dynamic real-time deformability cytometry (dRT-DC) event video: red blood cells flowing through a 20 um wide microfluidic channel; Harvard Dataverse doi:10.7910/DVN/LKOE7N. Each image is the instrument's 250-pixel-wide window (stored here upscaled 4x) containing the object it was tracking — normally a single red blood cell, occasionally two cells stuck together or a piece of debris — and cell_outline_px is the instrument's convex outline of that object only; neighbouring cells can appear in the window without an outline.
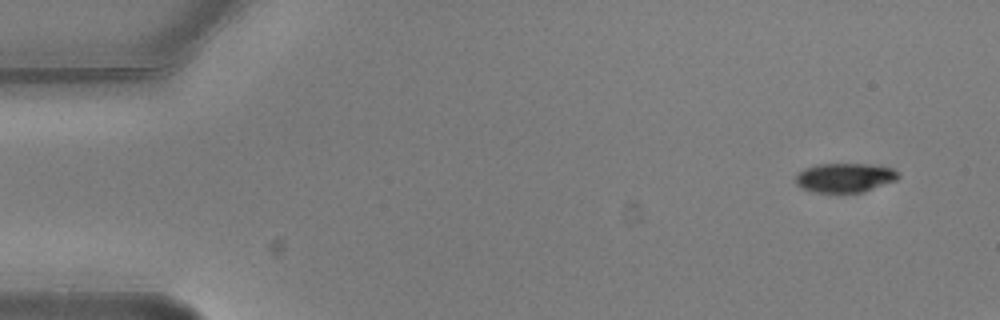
{"species": "common noctule bat (a hibernating species)", "species_latin": "Nyctalus noctula", "temperature_condition": "warm", "stored_images_in_passage": 5, "camera_frame_rate_fps": 3000, "um_per_image_px": 0.085, "animal": {"sex": "male", "body_mass_g": 20.5, "forearm_length_mm": 52.5}, "frame": {"image": 1, "passage_image": 1, "time_ms": 0.0, "image_size_px": [1000, 320], "cell_outline_px": [[900, 176], [896, 180], [864, 192], [840, 196], [812, 192], [800, 188], [796, 184], [796, 176], [804, 168], [816, 164], [872, 164], [892, 168]], "centroid_in_image_um": [71.77, 15.16], "position_along_channel_um": 13.2, "area_um2": 18.26}}
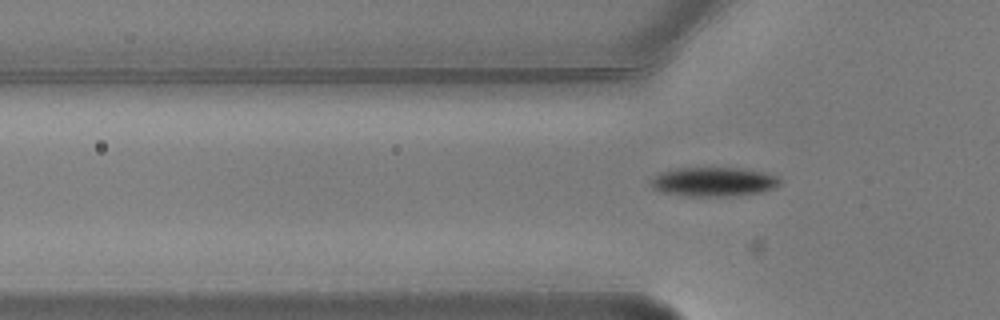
{"frame": {"image": 2, "passage_image": 5, "time_ms": 1.333, "image_size_px": [1000, 320], "cell_outline_px": [[780, 184], [776, 188], [760, 192], [732, 196], [684, 196], [664, 192], [652, 188], [648, 180], [660, 172], [672, 168], [740, 168], [760, 172], [776, 176], [780, 180]], "centroid_in_image_um": [60.6, 15.45], "position_along_channel_um": 65.2, "area_um2": 22.02}}